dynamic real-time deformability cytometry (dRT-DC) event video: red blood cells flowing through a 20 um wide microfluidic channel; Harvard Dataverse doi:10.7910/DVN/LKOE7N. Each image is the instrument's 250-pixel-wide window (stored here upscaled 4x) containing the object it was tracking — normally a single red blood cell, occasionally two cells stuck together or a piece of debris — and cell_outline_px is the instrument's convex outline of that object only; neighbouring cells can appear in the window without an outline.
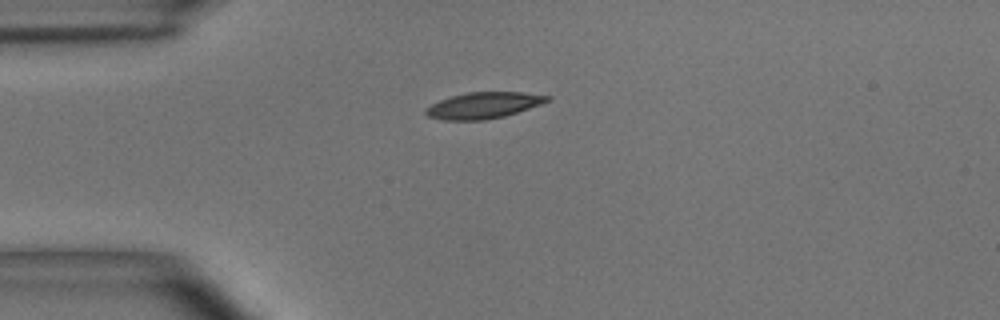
{"species": "common noctule bat (a hibernating species)", "species_latin": "Nyctalus noctula", "temperature_condition": "room temperature", "stored_images_in_passage": 42, "camera_frame_rate_fps": 3000, "um_per_image_px": 0.085, "animal": {"sex": "male", "body_mass_g": 15.6}, "frame": {"image": 1, "passage_image": 1, "time_ms": 0.0, "image_size_px": [1000, 320], "cell_outline_px": [[552, 100], [504, 116], [484, 120], [444, 120], [428, 116], [424, 112], [424, 108], [440, 100], [452, 96], [468, 92], [520, 92], [552, 96]], "centroid_in_image_um": [41.09, 8.95], "position_along_channel_um": 43.9, "area_um2": 18.44}}
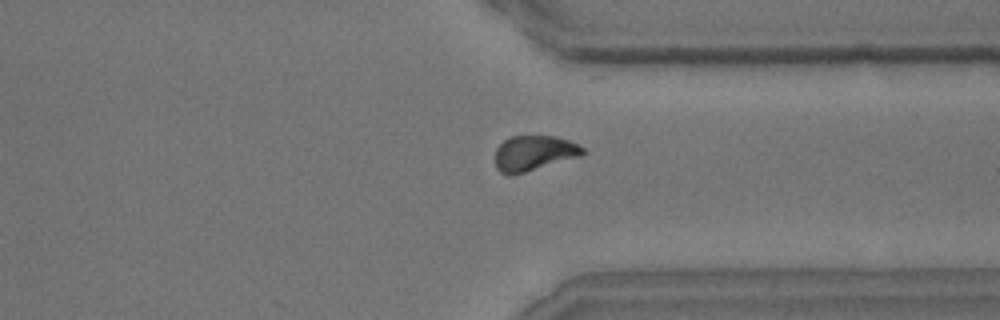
{"frame": {"image": 2, "passage_image": 29, "time_ms": 9.333, "image_size_px": [1000, 320], "cell_outline_px": [[588, 152], [580, 156], [512, 176], [508, 176], [500, 172], [496, 168], [496, 148], [504, 140], [512, 136], [556, 136], [568, 140], [584, 148]], "centroid_in_image_um": [45.38, 13.03], "position_along_channel_um": 366.0, "area_um2": 18.03}}
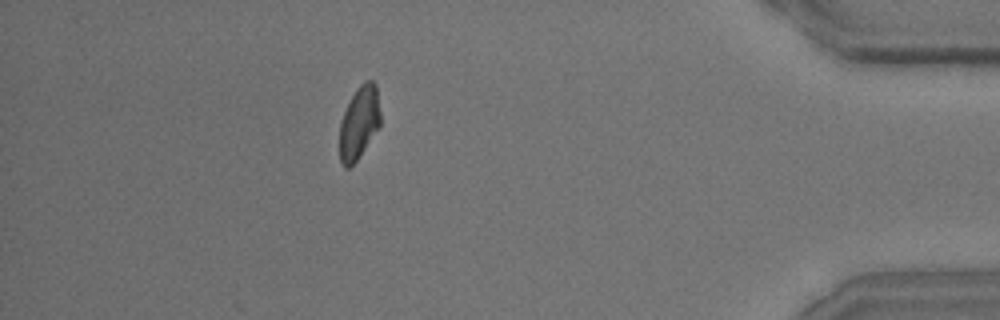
{"frame": {"image": 3, "passage_image": 36, "time_ms": 11.667, "image_size_px": [1000, 320], "cell_outline_px": [[380, 128], [356, 160], [348, 168], [344, 168], [340, 164], [340, 124], [344, 112], [356, 88], [364, 80], [372, 80], [376, 84], [380, 112]], "centroid_in_image_um": [30.54, 10.42], "position_along_channel_um": 404.7, "area_um2": 17.34}, "authors_computed_cell_mechanics": {"area_um2": 18.1492, "velocity_mm_per_s": 3.6449, "shape_relaxation_time_tau1_ms": 4.0033, "shape_relaxation_time_tau2_ms": 3.7114, "deformation_change_tau1": 0.1424, "deformation_change_tau2": 0.0802}}